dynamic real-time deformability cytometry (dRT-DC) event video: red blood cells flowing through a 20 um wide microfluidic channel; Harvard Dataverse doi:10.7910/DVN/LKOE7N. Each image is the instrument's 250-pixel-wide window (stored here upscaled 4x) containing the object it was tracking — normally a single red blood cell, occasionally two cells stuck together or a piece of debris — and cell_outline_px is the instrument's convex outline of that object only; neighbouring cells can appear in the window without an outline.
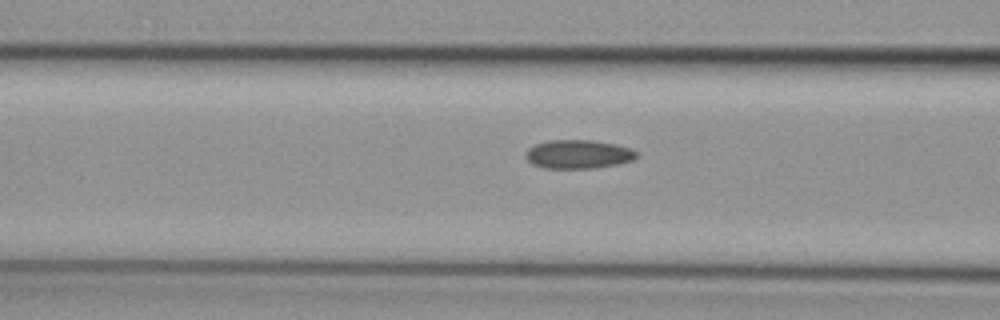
{"species": "common noctule bat (a hibernating species)", "species_latin": "Nyctalus noctula", "temperature_condition": "cold", "stored_images_in_passage": 15, "camera_frame_rate_fps": 3000, "um_per_image_px": 0.085, "animal": {"sex": "female", "body_mass_g": 29.2, "forearm_length_mm": 56.3}, "frame": {"image": 1, "passage_image": 13, "time_ms": 4.0, "image_size_px": [1000, 320], "cell_outline_px": [[636, 156], [632, 160], [616, 164], [592, 168], [544, 168], [532, 164], [524, 156], [524, 152], [528, 148], [536, 144], [548, 140], [592, 140], [616, 144], [628, 148], [636, 152]], "centroid_in_image_um": [49.08, 13.1], "position_along_channel_um": 117.5, "area_um2": 18.44}}